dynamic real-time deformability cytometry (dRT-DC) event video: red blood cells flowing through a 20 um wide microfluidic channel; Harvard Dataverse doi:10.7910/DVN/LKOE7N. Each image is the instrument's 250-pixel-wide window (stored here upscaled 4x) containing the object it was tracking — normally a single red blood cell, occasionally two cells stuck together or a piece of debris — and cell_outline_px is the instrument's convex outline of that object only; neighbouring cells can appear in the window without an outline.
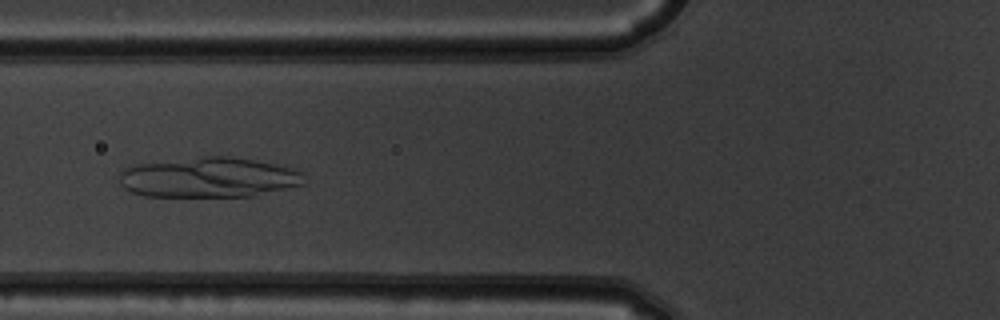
{"species": "common noctule bat (a hibernating species)", "species_latin": "Nyctalus noctula", "temperature_condition": "warm", "stored_images_in_passage": 6, "camera_frame_rate_fps": 3000, "um_per_image_px": 0.085, "animal": {"sex": "male", "body_mass_g": 19.5, "forearm_length_mm": 54.6}, "frame": {"image": 1, "passage_image": 6, "time_ms": 1.667, "image_size_px": [1000, 320], "cell_outline_px": [[308, 184], [252, 196], [144, 196], [132, 192], [124, 188], [120, 184], [116, 176], [124, 168], [136, 164], [196, 156], [228, 156], [288, 164], [300, 172]], "centroid_in_image_um": [17.78, 15.06], "position_along_channel_um": 108.0, "area_um2": 44.22}}